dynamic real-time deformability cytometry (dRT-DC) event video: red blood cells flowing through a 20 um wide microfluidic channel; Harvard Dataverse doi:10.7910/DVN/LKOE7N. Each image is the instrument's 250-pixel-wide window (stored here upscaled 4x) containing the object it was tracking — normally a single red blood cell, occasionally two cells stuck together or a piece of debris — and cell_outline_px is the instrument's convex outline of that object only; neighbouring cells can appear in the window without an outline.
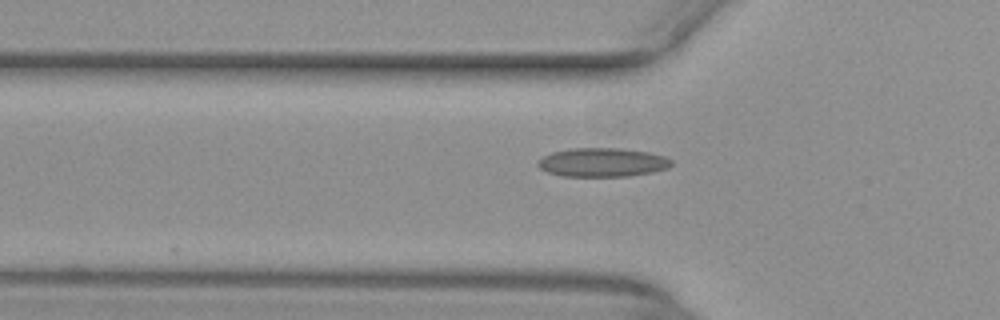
{"species": "common noctule bat (a hibernating species)", "species_latin": "Nyctalus noctula", "temperature_condition": "warm", "stored_images_in_passage": 35, "camera_frame_rate_fps": 3000, "um_per_image_px": 0.085, "animal": {"sex": "female", "body_mass_g": 29.2, "forearm_length_mm": 56.3}, "frame": {"image": 1, "passage_image": 3, "time_ms": 0.667, "image_size_px": [1000, 320], "cell_outline_px": [[672, 164], [668, 168], [652, 172], [628, 176], [560, 176], [548, 172], [540, 168], [536, 164], [536, 160], [552, 152], [572, 148], [624, 148], [648, 152], [664, 156], [672, 160]], "centroid_in_image_um": [51.19, 13.79], "position_along_channel_um": 74.6, "area_um2": 22.54}}
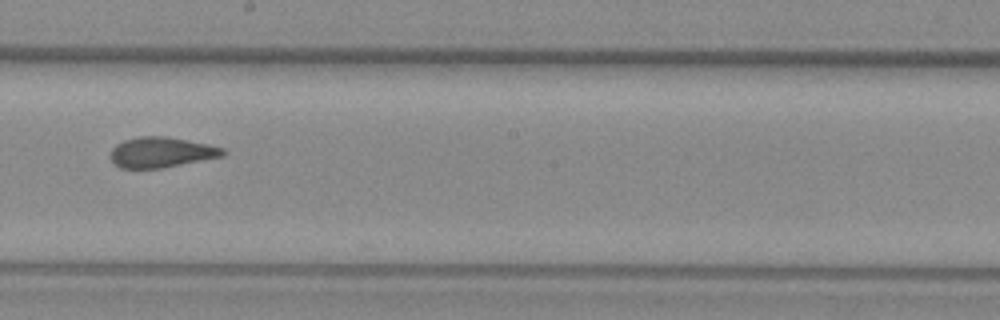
{"frame": {"image": 2, "passage_image": 15, "time_ms": 4.667, "image_size_px": [1000, 320], "cell_outline_px": [[224, 156], [160, 168], [120, 168], [108, 156], [112, 148], [116, 144], [124, 140], [140, 136], [168, 136], [208, 144], [224, 148]], "centroid_in_image_um": [13.68, 12.93], "position_along_channel_um": 234.5, "area_um2": 19.88}}
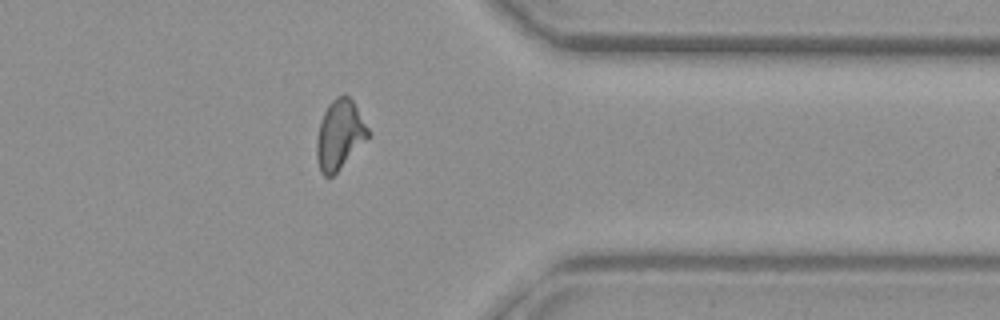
{"frame": {"image": 3, "passage_image": 27, "time_ms": 8.667, "image_size_px": [1000, 320], "cell_outline_px": [[372, 136], [332, 176], [324, 176], [320, 172], [316, 156], [316, 140], [320, 124], [324, 112], [328, 104], [336, 96], [344, 92], [352, 100], [368, 128]], "centroid_in_image_um": [28.88, 11.45], "position_along_channel_um": 382.5, "area_um2": 20.92}}